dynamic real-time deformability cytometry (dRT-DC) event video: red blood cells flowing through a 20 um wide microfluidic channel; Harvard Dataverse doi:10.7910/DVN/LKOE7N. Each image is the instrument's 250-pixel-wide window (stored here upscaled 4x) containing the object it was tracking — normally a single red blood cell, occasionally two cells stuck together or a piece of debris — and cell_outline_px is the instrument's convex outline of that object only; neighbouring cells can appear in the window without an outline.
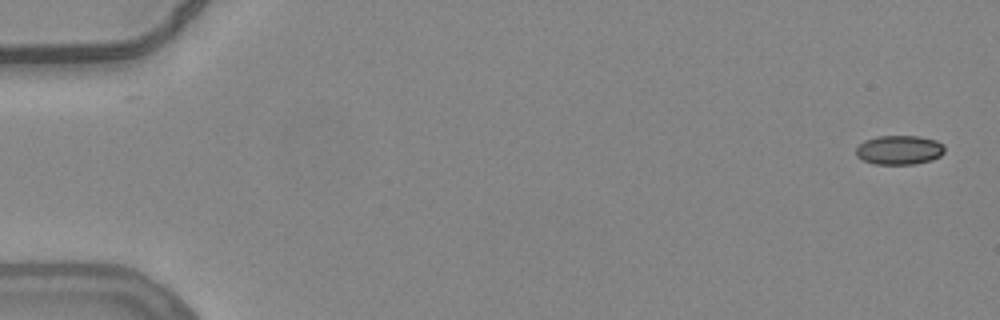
{"species": "common noctule bat (a hibernating species)", "species_latin": "Nyctalus noctula", "temperature_condition": "warm", "stored_images_in_passage": 54, "camera_frame_rate_fps": 3000, "um_per_image_px": 0.085, "animal": {"sex": "female", "body_mass_g": 24.6, "forearm_length_mm": 56.2}, "frame": {"image": 1, "passage_image": 1, "time_ms": 0.0, "image_size_px": [1000, 320], "cell_outline_px": [[944, 152], [940, 156], [932, 160], [912, 164], [872, 164], [860, 160], [856, 156], [856, 148], [864, 140], [876, 136], [916, 136], [936, 140], [944, 144]], "centroid_in_image_um": [76.41, 12.75], "position_along_channel_um": 8.6, "area_um2": 15.26}}
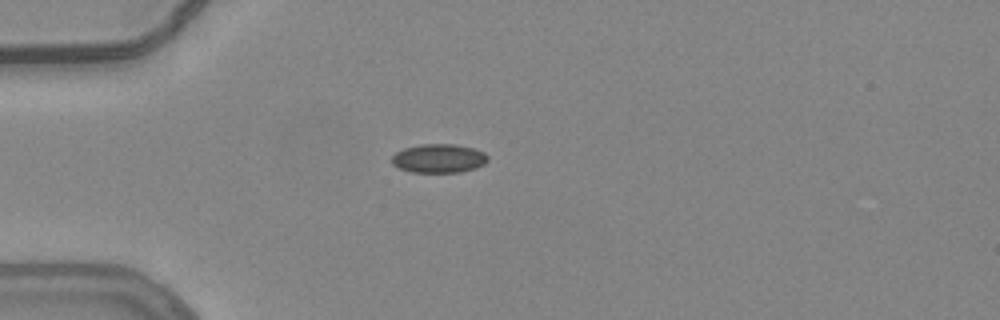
{"frame": {"image": 2, "passage_image": 15, "time_ms": 4.667, "image_size_px": [1000, 320], "cell_outline_px": [[488, 160], [484, 164], [476, 168], [460, 172], [412, 172], [400, 168], [392, 164], [392, 156], [396, 152], [404, 148], [420, 144], [456, 144], [472, 148], [484, 152], [488, 156]], "centroid_in_image_um": [37.31, 13.46], "position_along_channel_um": 47.7, "area_um2": 16.13}}
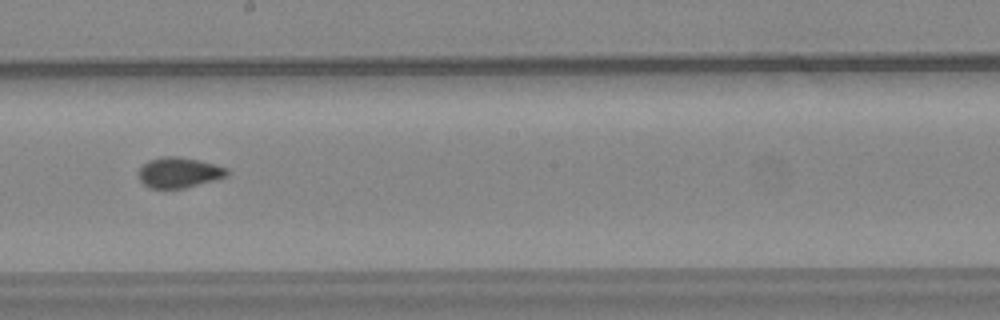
{"frame": {"image": 3, "passage_image": 31, "time_ms": 10.0, "image_size_px": [1000, 320], "cell_outline_px": [[228, 176], [184, 188], [148, 188], [140, 180], [140, 168], [148, 160], [164, 156], [176, 156], [216, 164], [228, 168]], "centroid_in_image_um": [15.23, 14.66], "position_along_channel_um": 233.0, "area_um2": 15.49}, "authors_computed_cell_mechanics": {"area_um2": 15.606, "velocity_mm_per_s": 3.8109, "shape_relaxation_time_tau1_ms": null, "shape_relaxation_time_tau2_ms": 1.2262, "deformation_change_tau1": null, "deformation_change_tau2": 0.0545}}